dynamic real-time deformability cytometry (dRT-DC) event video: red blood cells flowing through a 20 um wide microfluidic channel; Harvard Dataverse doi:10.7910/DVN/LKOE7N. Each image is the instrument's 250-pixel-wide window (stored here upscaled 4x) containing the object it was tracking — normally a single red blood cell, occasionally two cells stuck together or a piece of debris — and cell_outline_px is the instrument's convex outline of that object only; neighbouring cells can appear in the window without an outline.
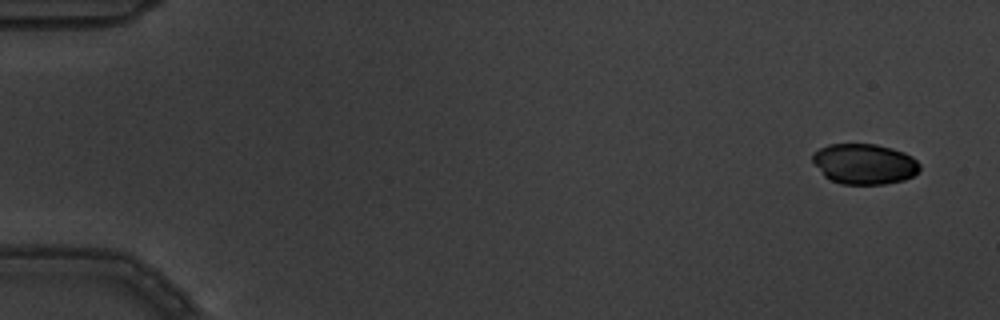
{"species": "common noctule bat (a hibernating species)", "species_latin": "Nyctalus noctula", "temperature_condition": "warm", "stored_images_in_passage": 7, "camera_frame_rate_fps": 3000, "um_per_image_px": 0.085, "animal": {"sex": "male", "body_mass_g": 19.5, "forearm_length_mm": 54.6}, "frame": {"image": 1, "passage_image": 2, "time_ms": 0.333, "image_size_px": [1000, 320], "cell_outline_px": [[920, 168], [912, 176], [904, 180], [884, 184], [840, 184], [824, 176], [812, 160], [812, 156], [820, 148], [828, 144], [876, 144], [892, 148], [904, 152], [912, 156], [920, 164]], "centroid_in_image_um": [73.48, 13.93], "position_along_channel_um": 11.5, "area_um2": 25.2}}